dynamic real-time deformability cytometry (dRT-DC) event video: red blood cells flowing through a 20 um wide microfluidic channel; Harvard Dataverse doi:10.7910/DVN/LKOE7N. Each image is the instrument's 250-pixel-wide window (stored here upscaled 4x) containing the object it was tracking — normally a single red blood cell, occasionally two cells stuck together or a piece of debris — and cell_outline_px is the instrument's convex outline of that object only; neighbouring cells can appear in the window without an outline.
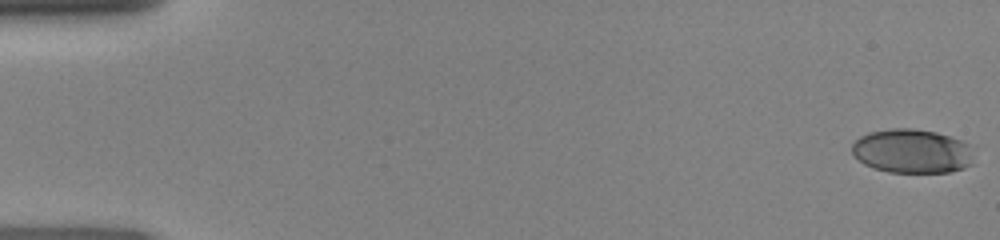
{"species": "human", "species_latin": "Homo sapiens", "temperature_condition": "room temperature", "stored_images_in_passage": 48, "camera_frame_rate_fps": 3000, "um_per_image_px": 0.085, "donor": {"sex": "female"}, "frame": {"image": 1, "passage_image": 1, "time_ms": 0.0, "image_size_px": [1000, 240], "cell_outline_px": [[972, 164], [964, 168], [948, 172], [888, 172], [864, 164], [852, 152], [852, 144], [860, 136], [868, 132], [892, 128], [912, 128], [936, 132], [960, 140], [968, 144]], "centroid_in_image_um": [77.49, 12.84], "position_along_channel_um": 7.5, "area_um2": 30.98}}
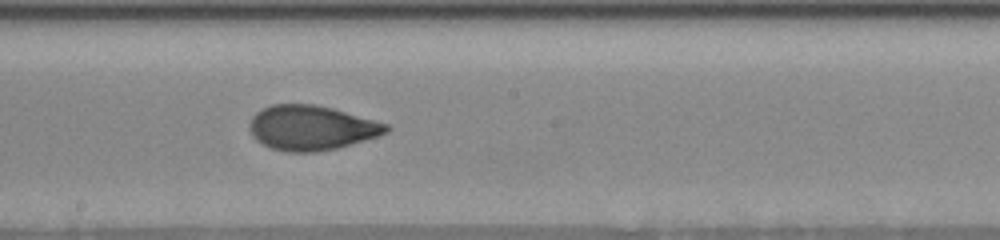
{"frame": {"image": 2, "passage_image": 27, "time_ms": 8.667, "image_size_px": [1000, 240], "cell_outline_px": [[392, 128], [388, 132], [376, 136], [336, 148], [316, 152], [288, 152], [272, 148], [256, 140], [252, 136], [248, 128], [248, 124], [252, 116], [256, 112], [272, 104], [312, 104], [332, 108], [388, 124]], "centroid_in_image_um": [26.43, 10.86], "position_along_channel_um": 221.8, "area_um2": 35.43}}
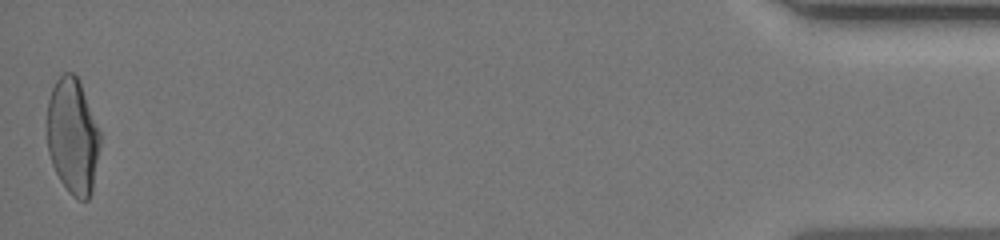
{"frame": {"image": 3, "passage_image": 48, "time_ms": 15.667, "image_size_px": [1000, 240], "cell_outline_px": [[100, 144], [92, 192], [88, 200], [80, 200], [72, 196], [68, 192], [60, 180], [52, 164], [48, 152], [48, 100], [52, 88], [56, 80], [64, 72], [72, 72], [80, 80], [100, 132]], "centroid_in_image_um": [6.19, 11.58], "position_along_channel_um": 429.0, "area_um2": 35.84}}